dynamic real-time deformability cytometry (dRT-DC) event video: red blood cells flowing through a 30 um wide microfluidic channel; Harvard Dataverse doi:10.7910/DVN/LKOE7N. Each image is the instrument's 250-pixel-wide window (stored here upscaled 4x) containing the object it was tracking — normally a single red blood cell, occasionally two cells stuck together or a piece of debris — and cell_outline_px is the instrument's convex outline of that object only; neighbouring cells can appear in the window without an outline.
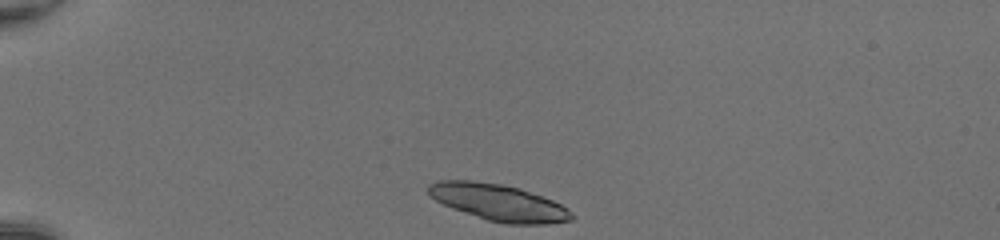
{"species": "common noctule bat (a hibernating species)", "species_latin": "Nyctalus noctula", "temperature_condition": "room temperature", "stored_images_in_passage": 38, "camera_frame_rate_fps": 3000, "um_per_image_px": 0.085, "animal": {"sex": "female", "body_mass_g": 20.0, "forearm_length_mm": 54.0}, "frame": {"image": 1, "passage_image": 1, "time_ms": 0.0, "image_size_px": [1000, 240], "cell_outline_px": [[576, 216], [572, 220], [548, 224], [504, 224], [488, 220], [452, 208], [436, 200], [428, 192], [428, 184], [440, 180], [472, 180], [500, 184], [520, 188], [552, 200], [568, 208]], "centroid_in_image_um": [42.42, 17.21], "position_along_channel_um": 42.6, "area_um2": 30.46}}